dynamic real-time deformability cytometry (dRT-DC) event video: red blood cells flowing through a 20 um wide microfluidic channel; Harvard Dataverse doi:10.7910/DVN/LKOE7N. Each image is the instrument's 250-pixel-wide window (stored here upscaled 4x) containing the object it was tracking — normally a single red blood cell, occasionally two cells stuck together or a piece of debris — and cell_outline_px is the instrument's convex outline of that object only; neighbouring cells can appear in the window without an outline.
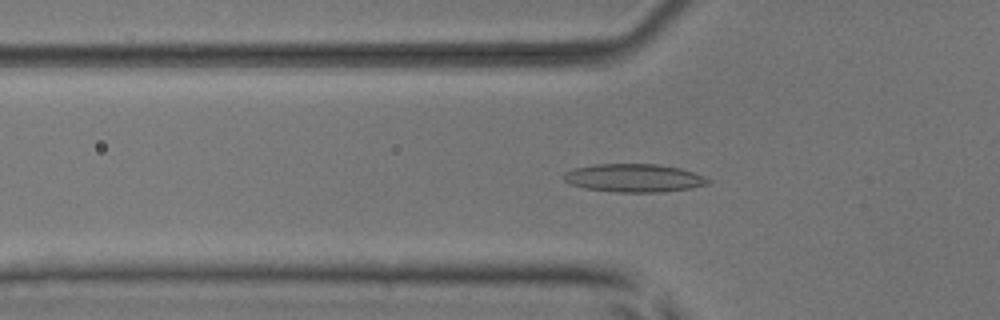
{"species": "common noctule bat (a hibernating species)", "species_latin": "Nyctalus noctula", "temperature_condition": "room temperature", "stored_images_in_passage": 53, "camera_frame_rate_fps": 3000, "um_per_image_px": 0.085, "animal": {"sex": "male", "body_mass_g": 17.9, "forearm_length_mm": 54.2}, "frame": {"image": 1, "passage_image": 18, "time_ms": 5.667, "image_size_px": [1000, 320], "cell_outline_px": [[708, 184], [692, 188], [660, 192], [616, 192], [584, 188], [572, 184], [564, 180], [564, 172], [576, 168], [596, 164], [656, 164], [680, 168], [704, 176], [708, 180]], "centroid_in_image_um": [53.89, 15.13], "position_along_channel_um": 71.9, "area_um2": 23.47}}
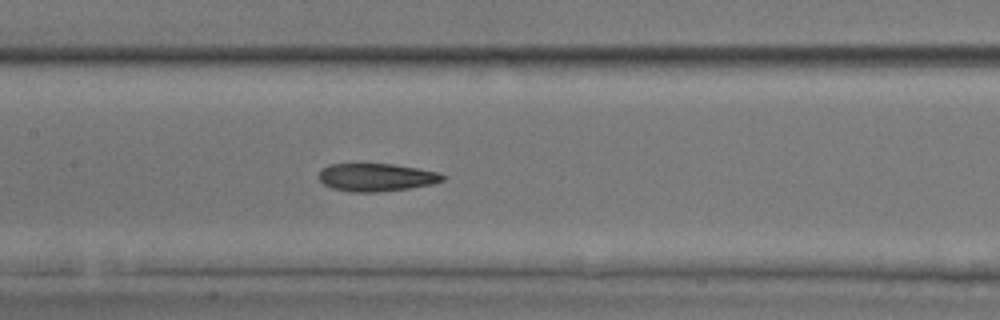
{"frame": {"image": 2, "passage_image": 26, "time_ms": 8.333, "image_size_px": [1000, 320], "cell_outline_px": [[444, 180], [432, 184], [408, 188], [376, 192], [348, 192], [332, 188], [324, 184], [320, 180], [320, 168], [328, 164], [392, 164], [416, 168], [436, 172], [444, 176]], "centroid_in_image_um": [31.94, 15.07], "position_along_channel_um": 175.5, "area_um2": 19.94}}
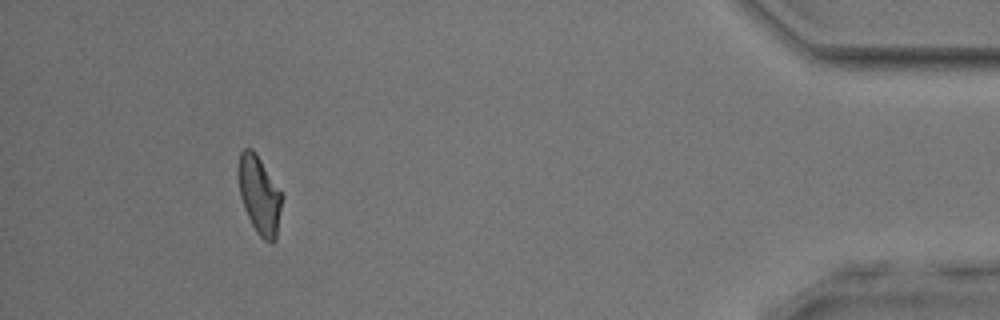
{"frame": {"image": 3, "passage_image": 49, "time_ms": 16.0, "image_size_px": [1000, 320], "cell_outline_px": [[284, 196], [276, 240], [272, 244], [264, 240], [256, 232], [244, 208], [240, 196], [236, 172], [236, 168], [240, 152], [244, 148], [252, 148], [256, 152]], "centroid_in_image_um": [22.04, 16.56], "position_along_channel_um": 413.2, "area_um2": 20.4}, "authors_computed_cell_mechanics": {"area_um2": 20.8658, "velocity_mm_per_s": 3.8845, "shape_relaxation_time_tau1_ms": 4.2693, "shape_relaxation_time_tau2_ms": 3.0098, "deformation_change_tau1": 0.1517, "deformation_change_tau2": 0.1076}}